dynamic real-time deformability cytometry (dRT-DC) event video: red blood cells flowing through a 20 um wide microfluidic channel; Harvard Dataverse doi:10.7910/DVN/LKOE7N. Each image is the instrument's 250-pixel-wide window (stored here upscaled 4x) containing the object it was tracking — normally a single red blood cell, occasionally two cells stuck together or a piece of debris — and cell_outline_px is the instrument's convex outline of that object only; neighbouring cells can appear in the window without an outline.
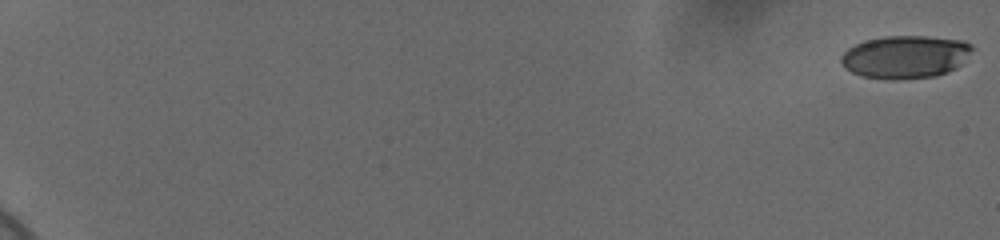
{"species": "human", "species_latin": "Homo sapiens", "temperature_condition": "cold", "stored_images_in_passage": 59, "camera_frame_rate_fps": 3000, "um_per_image_px": 0.085, "donor": {"sex": "female"}, "frame": {"image": 1, "passage_image": 1, "time_ms": 0.0, "image_size_px": [1000, 240], "cell_outline_px": [[976, 48], [956, 68], [948, 72], [936, 76], [896, 80], [892, 80], [864, 76], [852, 72], [844, 68], [840, 60], [840, 56], [848, 48], [864, 40], [884, 36], [928, 36], [964, 40], [972, 44]], "centroid_in_image_um": [76.98, 4.82], "position_along_channel_um": 8.0, "area_um2": 33.12}}
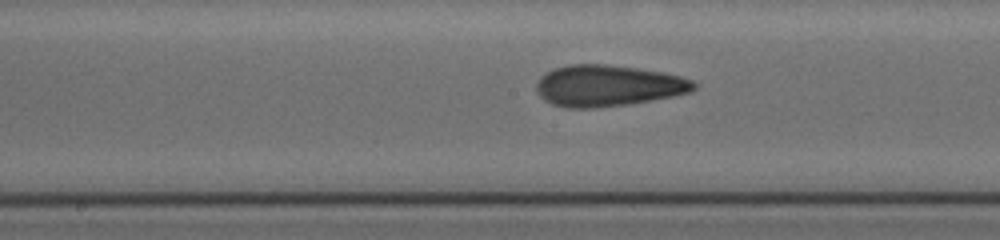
{"frame": {"image": 2, "passage_image": 35, "time_ms": 11.333, "image_size_px": [1000, 240], "cell_outline_px": [[696, 88], [692, 92], [652, 100], [628, 104], [592, 108], [568, 108], [552, 104], [544, 100], [536, 92], [536, 84], [540, 76], [556, 68], [568, 64], [608, 64], [664, 72], [680, 76], [692, 80], [696, 84]], "centroid_in_image_um": [51.67, 7.28], "position_along_channel_um": 196.5, "area_um2": 37.97}}
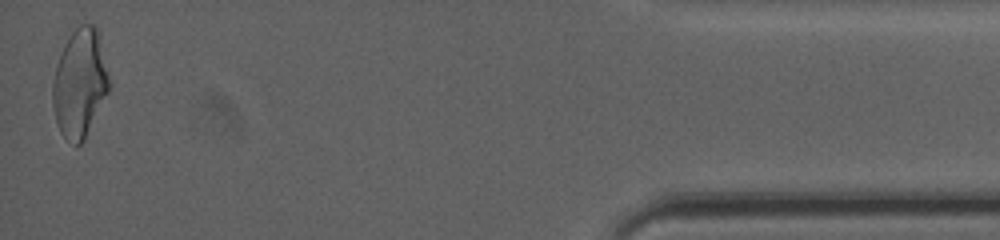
{"frame": {"image": 3, "passage_image": 59, "time_ms": 19.333, "image_size_px": [1000, 240], "cell_outline_px": [[112, 84], [84, 140], [80, 144], [76, 144], [64, 136], [60, 132], [56, 120], [52, 104], [52, 84], [56, 64], [64, 44], [72, 32], [80, 24], [92, 24], [100, 32]], "centroid_in_image_um": [6.81, 7.02], "position_along_channel_um": 428.4, "area_um2": 36.01}, "authors_computed_cell_mechanics": {"area_um2": 35.547, "velocity_mm_per_s": 3.7128, "shape_relaxation_time_tau1_ms": 7.702, "shape_relaxation_time_tau2_ms": 1.7408, "deformation_change_tau1": 0.2085, "deformation_change_tau2": 0.0959}}